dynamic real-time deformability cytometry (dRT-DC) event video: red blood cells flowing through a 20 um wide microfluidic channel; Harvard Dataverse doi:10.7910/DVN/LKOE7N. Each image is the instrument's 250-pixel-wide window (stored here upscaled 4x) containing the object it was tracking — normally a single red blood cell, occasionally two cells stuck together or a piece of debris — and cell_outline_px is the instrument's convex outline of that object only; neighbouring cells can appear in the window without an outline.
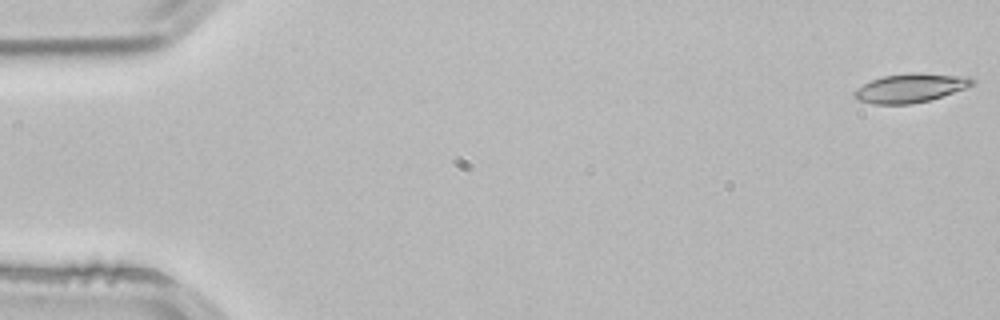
{"species": "common noctule bat (a hibernating species)", "species_latin": "Nyctalus noctula", "temperature_condition": "room temperature", "stored_images_in_passage": 3, "segment_of_instrument_passage": [2, 2], "camera_frame_rate_fps": 3000, "um_per_image_px": 0.085, "animal": {"sex": "male", "body_mass_g": 21.5, "forearm_length_mm": 52.0}, "frame": {"image": 1, "passage_image": 3, "time_ms": 0.667, "image_size_px": [1000, 320], "cell_outline_px": [[976, 84], [928, 100], [912, 104], [872, 104], [860, 100], [852, 96], [852, 92], [856, 88], [872, 80], [884, 76], [912, 72], [972, 76], [976, 80]], "centroid_in_image_um": [77.4, 7.46], "position_along_channel_um": 7.6, "area_um2": 19.88}}